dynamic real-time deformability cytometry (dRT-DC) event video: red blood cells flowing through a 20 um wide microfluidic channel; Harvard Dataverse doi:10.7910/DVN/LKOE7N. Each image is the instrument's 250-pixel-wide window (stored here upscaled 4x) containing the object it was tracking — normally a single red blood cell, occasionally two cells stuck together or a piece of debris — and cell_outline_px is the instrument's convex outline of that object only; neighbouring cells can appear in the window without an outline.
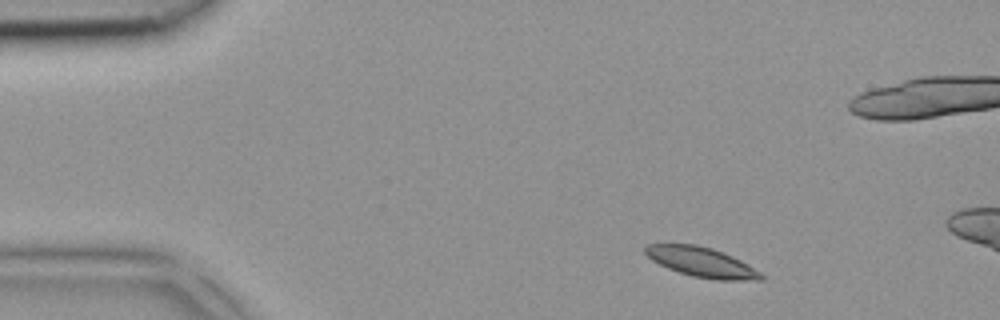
{"species": "common noctule bat (a hibernating species)", "species_latin": "Nyctalus noctula", "temperature_condition": "room temperature", "stored_images_in_passage": 3, "camera_frame_rate_fps": 3000, "um_per_image_px": 0.085, "animal": {"sex": "female", "body_mass_g": 18.4}, "frame": {"image": 1, "passage_image": 1, "time_ms": 0.0, "image_size_px": [1000, 320], "cell_outline_px": [[764, 280], [716, 280], [692, 276], [668, 268], [652, 260], [644, 252], [644, 248], [648, 244], [696, 244], [712, 248], [732, 256], [748, 264], [760, 272], [764, 276]], "centroid_in_image_um": [59.65, 22.28], "position_along_channel_um": 25.4, "area_um2": 20.0}}